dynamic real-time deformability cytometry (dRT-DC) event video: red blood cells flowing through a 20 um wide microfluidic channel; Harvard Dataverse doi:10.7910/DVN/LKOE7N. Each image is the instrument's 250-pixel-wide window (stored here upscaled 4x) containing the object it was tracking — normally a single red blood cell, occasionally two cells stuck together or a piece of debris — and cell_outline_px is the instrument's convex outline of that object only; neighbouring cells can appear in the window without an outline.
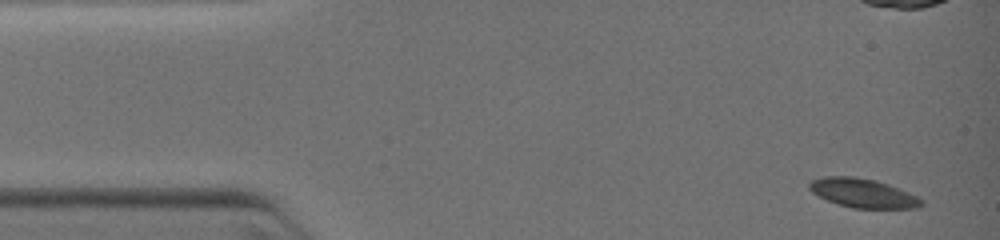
{"species": "common noctule bat (a hibernating species)", "species_latin": "Nyctalus noctula", "temperature_condition": "warm", "stored_images_in_passage": 21, "camera_frame_rate_fps": 3000, "um_per_image_px": 0.085, "animal": {"sex": "female", "body_mass_g": 19.0, "forearm_length_mm": 51.5}, "frame": {"image": 1, "passage_image": 1, "time_ms": 0.0, "image_size_px": [1000, 240], "cell_outline_px": [[924, 204], [920, 208], [852, 208], [828, 200], [812, 192], [808, 188], [808, 184], [812, 180], [824, 176], [852, 176], [876, 180], [888, 184], [908, 192], [924, 200]], "centroid_in_image_um": [73.37, 16.41], "position_along_channel_um": 11.6, "area_um2": 18.9}}